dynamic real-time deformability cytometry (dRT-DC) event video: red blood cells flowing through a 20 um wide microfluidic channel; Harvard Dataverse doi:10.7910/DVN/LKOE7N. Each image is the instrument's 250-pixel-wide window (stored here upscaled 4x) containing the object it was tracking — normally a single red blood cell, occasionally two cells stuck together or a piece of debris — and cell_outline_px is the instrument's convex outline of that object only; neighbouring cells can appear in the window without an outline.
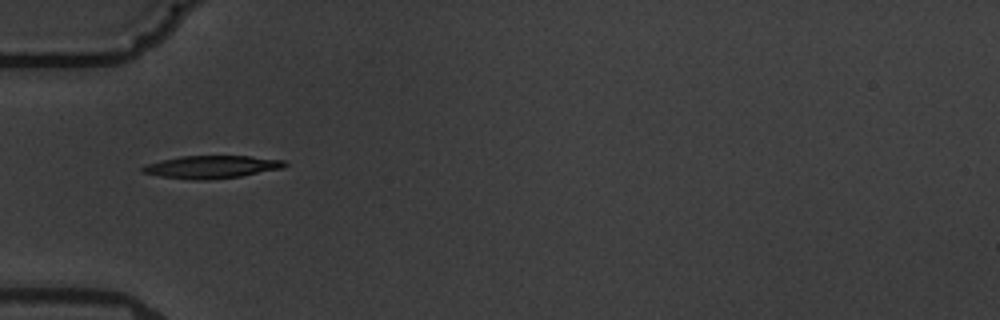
{"species": "common noctule bat (a hibernating species)", "species_latin": "Nyctalus noctula", "temperature_condition": "warm", "stored_images_in_passage": 3, "camera_frame_rate_fps": 3000, "um_per_image_px": 0.085, "animal": {"sex": "male", "body_mass_g": 19.5, "forearm_length_mm": 54.6}, "frame": {"image": 1, "passage_image": 1, "time_ms": 0.0, "image_size_px": [1000, 320], "cell_outline_px": [[288, 164], [284, 168], [240, 176], [204, 180], [192, 180], [160, 176], [144, 172], [140, 168], [144, 164], [180, 156], [248, 156], [284, 160]], "centroid_in_image_um": [17.99, 14.18], "position_along_channel_um": 67.0, "area_um2": 18.73}}
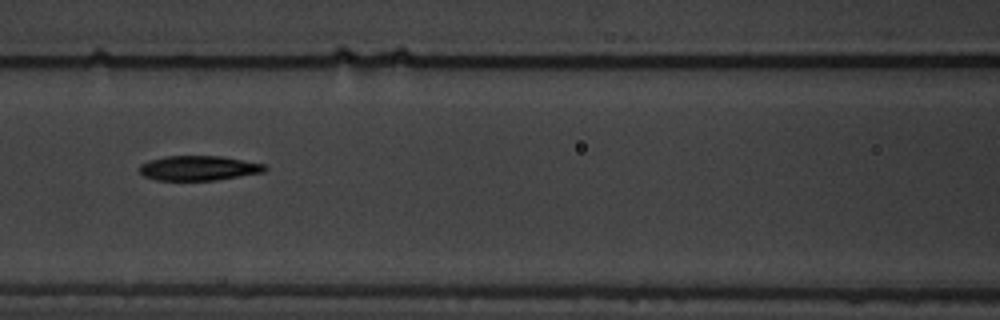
{"frame": {"image": 2, "passage_image": 3, "time_ms": 2.333, "image_size_px": [1000, 320], "cell_outline_px": [[268, 168], [264, 172], [216, 180], [156, 180], [144, 176], [140, 172], [140, 164], [148, 160], [164, 156], [220, 156], [264, 164]], "centroid_in_image_um": [16.86, 14.29], "position_along_channel_um": 149.7, "area_um2": 18.03}}